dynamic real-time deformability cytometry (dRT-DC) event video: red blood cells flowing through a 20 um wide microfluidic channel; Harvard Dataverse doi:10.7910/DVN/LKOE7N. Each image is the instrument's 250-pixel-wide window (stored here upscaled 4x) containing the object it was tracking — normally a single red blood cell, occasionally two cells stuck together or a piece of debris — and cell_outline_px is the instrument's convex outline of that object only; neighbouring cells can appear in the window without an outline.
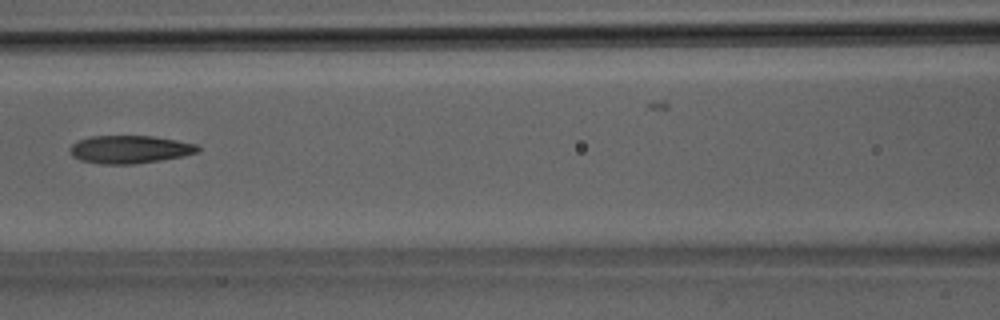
{"species": "Egyptian fruit bat (a non-hibernating species)", "species_latin": "Rousettus aegyptiacus", "temperature_condition": "room temperature", "stored_images_in_passage": 27, "camera_frame_rate_fps": 3000, "um_per_image_px": 0.085, "animal": {"sex": "male"}, "frame": {"image": 1, "passage_image": 7, "time_ms": 2.0, "image_size_px": [1000, 320], "cell_outline_px": [[200, 152], [184, 156], [160, 160], [132, 164], [104, 164], [80, 160], [72, 156], [72, 144], [80, 140], [92, 136], [152, 136], [176, 140], [196, 144], [200, 148]], "centroid_in_image_um": [11.08, 12.7], "position_along_channel_um": 155.5, "area_um2": 20.58}}
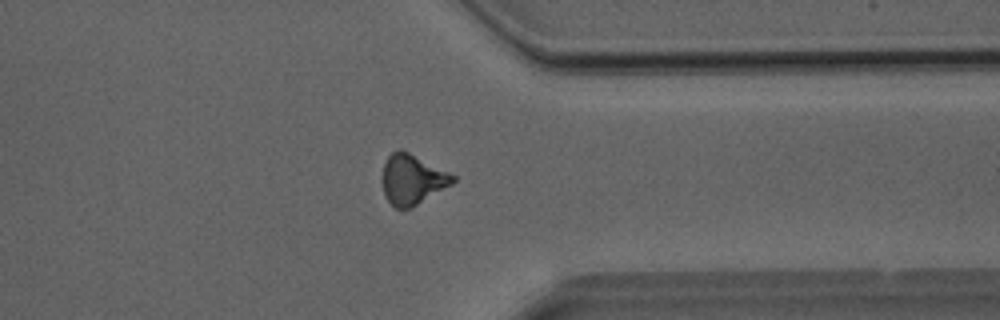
{"frame": {"image": 2, "passage_image": 19, "time_ms": 6.0, "image_size_px": [1000, 320], "cell_outline_px": [[456, 180], [452, 184], [416, 204], [408, 208], [396, 208], [388, 200], [384, 192], [380, 180], [380, 176], [384, 164], [388, 156], [392, 152], [400, 148], [456, 176]], "centroid_in_image_um": [35.0, 15.23], "position_along_channel_um": 376.4, "area_um2": 20.29}}
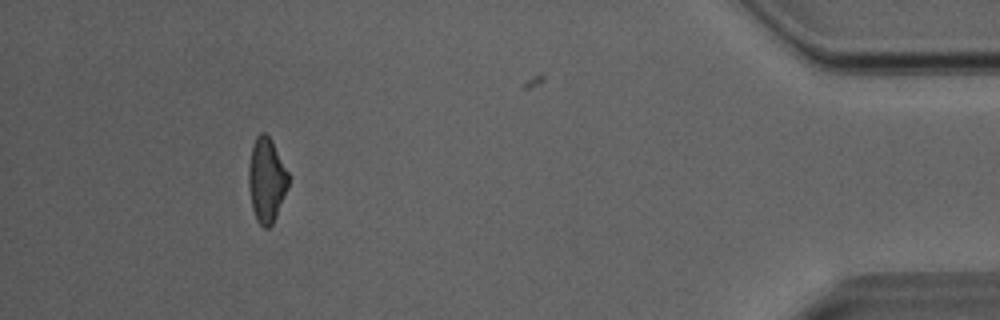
{"frame": {"image": 3, "passage_image": 24, "time_ms": 7.667, "image_size_px": [1000, 320], "cell_outline_px": [[288, 188], [276, 216], [272, 224], [268, 228], [264, 228], [256, 220], [252, 208], [248, 184], [248, 168], [252, 144], [256, 136], [260, 132], [264, 132], [272, 140], [288, 172]], "centroid_in_image_um": [22.64, 15.29], "position_along_channel_um": 412.6, "area_um2": 19.65}}